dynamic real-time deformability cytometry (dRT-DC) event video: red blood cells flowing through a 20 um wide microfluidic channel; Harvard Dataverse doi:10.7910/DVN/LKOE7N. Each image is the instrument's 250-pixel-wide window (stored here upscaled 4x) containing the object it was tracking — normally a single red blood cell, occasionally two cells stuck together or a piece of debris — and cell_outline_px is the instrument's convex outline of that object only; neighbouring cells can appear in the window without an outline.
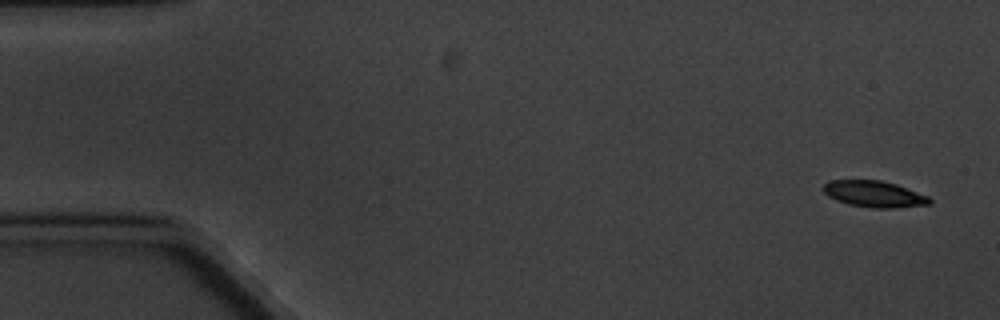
{"species": "common noctule bat (a hibernating species)", "species_latin": "Nyctalus noctula", "temperature_condition": "cold", "stored_images_in_passage": 4, "camera_frame_rate_fps": 3000, "um_per_image_px": 0.085, "animal": {"sex": "male", "body_mass_g": 20.1, "forearm_length_mm": 53.5}, "frame": {"image": 1, "passage_image": 1, "time_ms": 0.0, "image_size_px": [1000, 320], "cell_outline_px": [[932, 204], [896, 208], [872, 208], [848, 204], [836, 200], [828, 196], [820, 188], [828, 180], [880, 180], [896, 184], [928, 196], [932, 200]], "centroid_in_image_um": [74.29, 16.49], "position_along_channel_um": 10.7, "area_um2": 16.47}}